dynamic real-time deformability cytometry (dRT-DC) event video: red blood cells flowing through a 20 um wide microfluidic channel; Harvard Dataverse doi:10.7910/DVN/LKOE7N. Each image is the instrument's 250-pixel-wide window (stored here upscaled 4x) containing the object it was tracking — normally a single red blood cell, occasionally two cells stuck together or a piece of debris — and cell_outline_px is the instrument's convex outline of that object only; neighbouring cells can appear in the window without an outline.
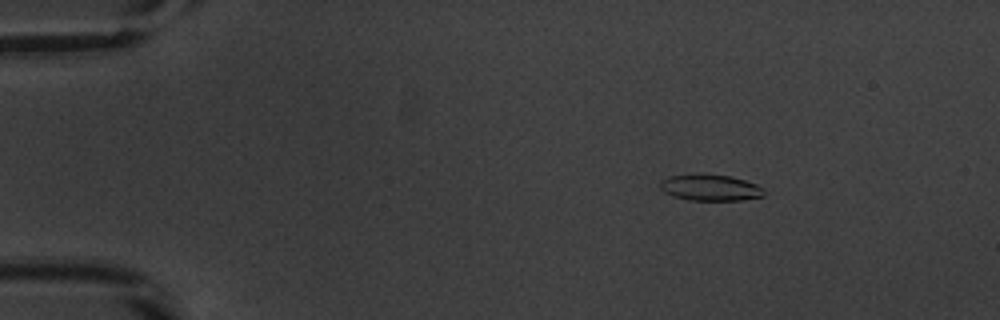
{"species": "common noctule bat (a hibernating species)", "species_latin": "Nyctalus noctula", "temperature_condition": "warm", "stored_images_in_passage": 52, "camera_frame_rate_fps": 3000, "um_per_image_px": 0.085, "animal": {"sex": "male", "body_mass_g": 20.1, "forearm_length_mm": 53.5}, "frame": {"image": 1, "passage_image": 7, "time_ms": 2.0, "image_size_px": [1000, 320], "cell_outline_px": [[764, 196], [744, 200], [688, 200], [672, 196], [664, 192], [660, 188], [660, 180], [672, 176], [700, 172], [704, 172], [728, 176], [744, 180], [756, 184], [764, 188]], "centroid_in_image_um": [60.36, 15.93], "position_along_channel_um": 24.6, "area_um2": 16.24}}
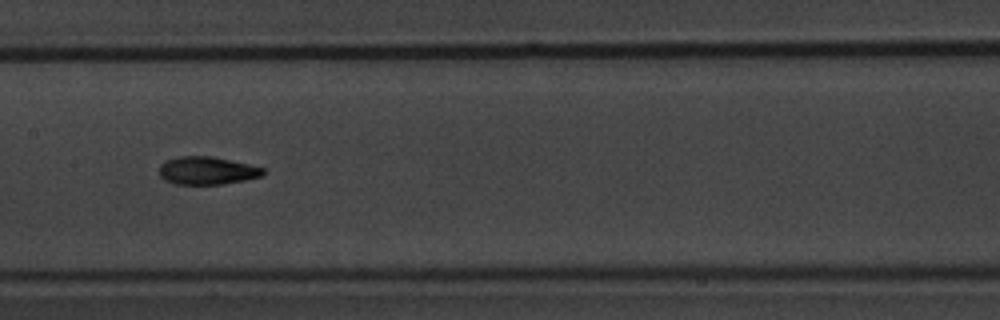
{"frame": {"image": 2, "passage_image": 26, "time_ms": 8.333, "image_size_px": [1000, 320], "cell_outline_px": [[264, 176], [224, 184], [176, 184], [164, 180], [160, 176], [160, 164], [164, 160], [176, 156], [212, 156], [248, 164], [264, 168]], "centroid_in_image_um": [17.58, 14.5], "position_along_channel_um": 189.8, "area_um2": 16.99}}
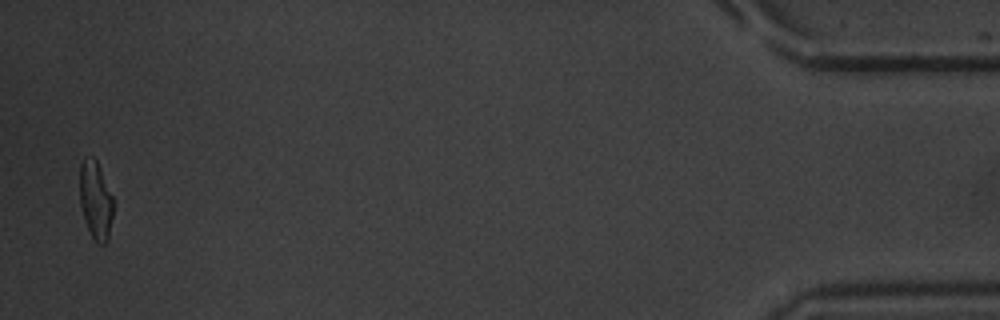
{"frame": {"image": 3, "passage_image": 51, "time_ms": 16.667, "image_size_px": [1000, 320], "cell_outline_px": [[112, 216], [108, 240], [104, 244], [100, 244], [92, 236], [88, 228], [80, 204], [80, 164], [84, 156], [92, 156], [96, 160], [100, 168], [112, 196]], "centroid_in_image_um": [8.11, 16.97], "position_along_channel_um": 427.1, "area_um2": 14.97}, "authors_computed_cell_mechanics": {"area_um2": 16.3574, "velocity_mm_per_s": 3.8606, "shape_relaxation_time_tau1_ms": 3.1957, "shape_relaxation_time_tau2_ms": 2.4943, "deformation_change_tau1": 0.1375, "deformation_change_tau2": 0.092}}